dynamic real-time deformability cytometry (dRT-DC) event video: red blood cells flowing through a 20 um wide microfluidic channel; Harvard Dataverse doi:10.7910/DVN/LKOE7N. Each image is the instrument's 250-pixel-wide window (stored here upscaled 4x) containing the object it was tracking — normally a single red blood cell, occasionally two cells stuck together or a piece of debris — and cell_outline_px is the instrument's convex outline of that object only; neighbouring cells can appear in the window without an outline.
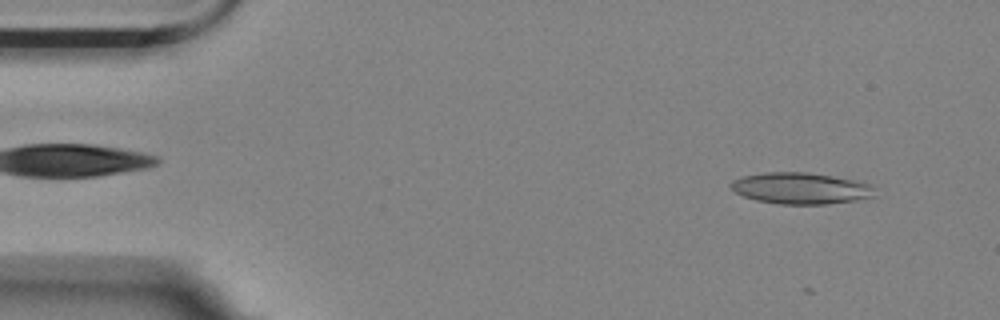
{"species": "Egyptian fruit bat (a non-hibernating species)", "species_latin": "Rousettus aegyptiacus", "temperature_condition": "room temperature", "stored_images_in_passage": 25, "camera_frame_rate_fps": 3000, "um_per_image_px": 0.085, "animal": {"sex": "female"}, "frame": {"image": 1, "passage_image": 4, "time_ms": 1.0, "image_size_px": [1000, 320], "cell_outline_px": [[876, 196], [856, 200], [828, 204], [780, 204], [756, 200], [744, 196], [736, 192], [728, 184], [732, 180], [744, 176], [764, 172], [808, 172], [864, 180], [876, 188]], "centroid_in_image_um": [68.15, 15.99], "position_along_channel_um": 16.8, "area_um2": 26.82}}
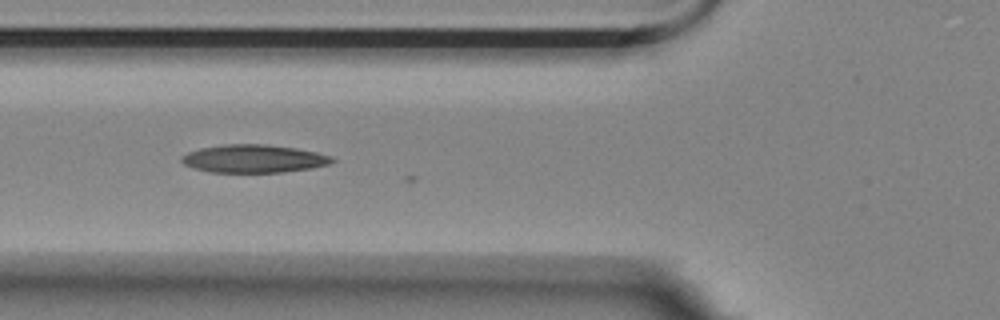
{"frame": {"image": 2, "passage_image": 19, "time_ms": 6.0, "image_size_px": [1000, 320], "cell_outline_px": [[336, 160], [328, 164], [312, 168], [280, 172], [208, 172], [192, 168], [184, 164], [180, 160], [180, 156], [188, 152], [200, 148], [224, 144], [264, 144], [296, 148], [316, 152], [332, 156]], "centroid_in_image_um": [21.53, 13.48], "position_along_channel_um": 104.3, "area_um2": 24.62}}
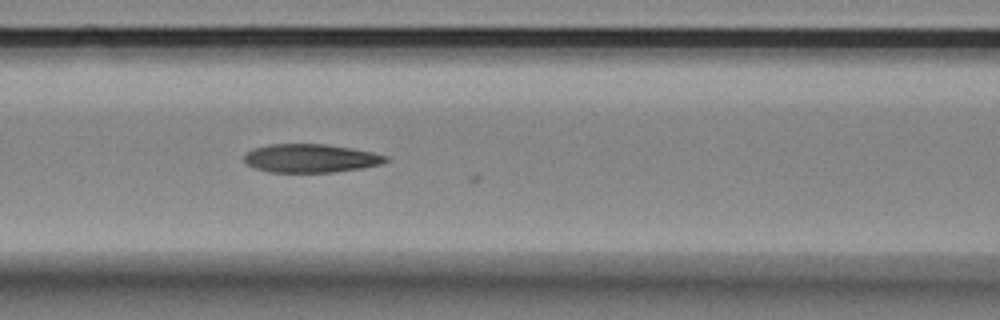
{"frame": {"image": 3, "passage_image": 22, "time_ms": 7.0, "image_size_px": [1000, 320], "cell_outline_px": [[388, 160], [380, 164], [360, 168], [332, 172], [268, 172], [252, 168], [244, 160], [244, 152], [252, 148], [268, 144], [324, 144], [352, 148], [372, 152], [388, 156]], "centroid_in_image_um": [26.34, 13.45], "position_along_channel_um": 140.3, "area_um2": 23.58}}